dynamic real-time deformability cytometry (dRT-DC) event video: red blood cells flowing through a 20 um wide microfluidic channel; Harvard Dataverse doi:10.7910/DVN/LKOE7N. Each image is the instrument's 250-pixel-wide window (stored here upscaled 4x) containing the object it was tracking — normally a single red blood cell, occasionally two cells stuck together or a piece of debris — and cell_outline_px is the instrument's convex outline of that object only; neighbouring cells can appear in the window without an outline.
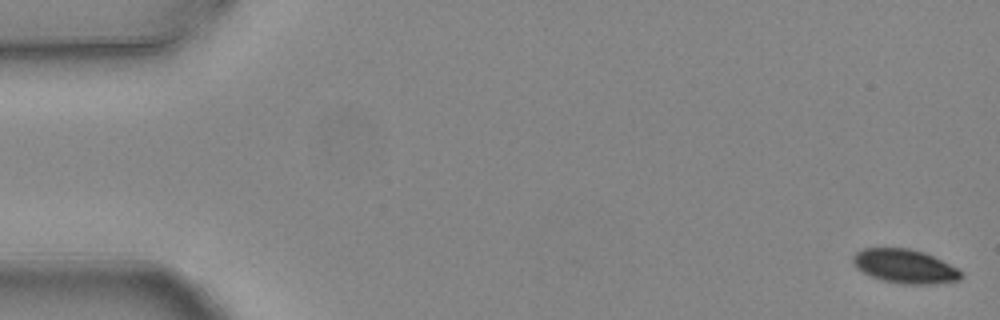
{"species": "common noctule bat (a hibernating species)", "species_latin": "Nyctalus noctula", "temperature_condition": "warm", "stored_images_in_passage": 5, "camera_frame_rate_fps": 3000, "um_per_image_px": 0.085, "animal": {"sex": "female", "body_mass_g": 24.6, "forearm_length_mm": 56.2}, "frame": {"image": 1, "passage_image": 1, "time_ms": 0.0, "image_size_px": [1000, 320], "cell_outline_px": [[964, 276], [960, 280], [936, 284], [904, 284], [884, 280], [872, 276], [856, 268], [852, 260], [852, 256], [856, 252], [864, 248], [908, 248], [924, 252], [964, 272]], "centroid_in_image_um": [76.93, 22.63], "position_along_channel_um": 8.1, "area_um2": 21.27}}
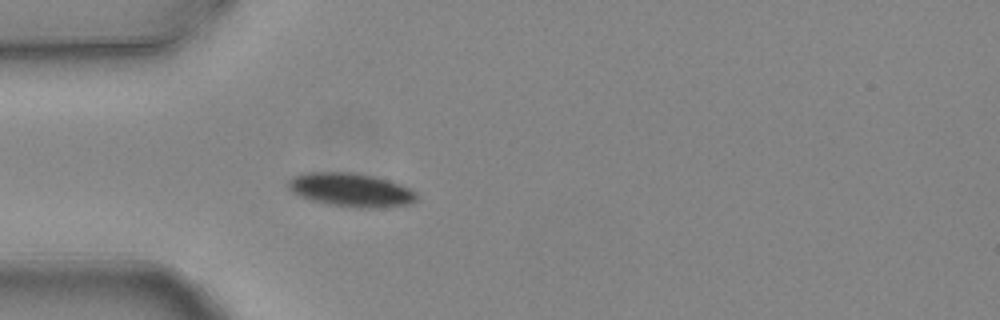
{"frame": {"image": 2, "passage_image": 5, "time_ms": 1.333, "image_size_px": [1000, 320], "cell_outline_px": [[416, 200], [408, 204], [376, 208], [356, 208], [328, 204], [312, 200], [300, 196], [292, 192], [288, 188], [288, 180], [292, 176], [304, 172], [352, 172], [372, 176], [388, 180], [400, 184], [416, 192]], "centroid_in_image_um": [29.78, 16.13], "position_along_channel_um": 55.2, "area_um2": 25.14}}